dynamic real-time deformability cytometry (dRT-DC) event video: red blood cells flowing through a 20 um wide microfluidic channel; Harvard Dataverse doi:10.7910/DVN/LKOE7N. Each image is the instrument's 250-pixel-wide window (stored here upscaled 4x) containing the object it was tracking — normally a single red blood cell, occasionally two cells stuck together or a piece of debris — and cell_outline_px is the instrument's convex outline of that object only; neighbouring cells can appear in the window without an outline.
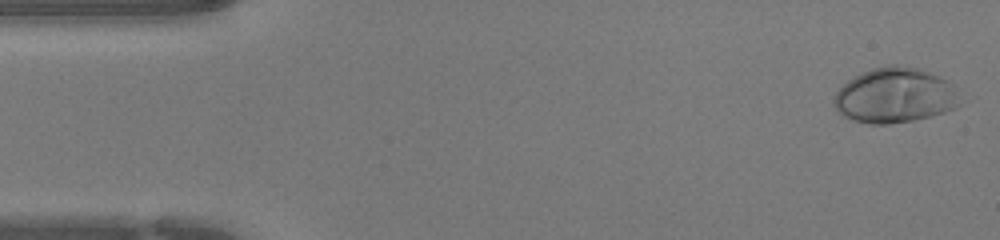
{"species": "human", "species_latin": "Homo sapiens", "temperature_condition": "warm", "stored_images_in_passage": 44, "camera_frame_rate_fps": 3000, "um_per_image_px": 0.085, "donor": {"sex": "female"}, "frame": {"image": 1, "passage_image": 1, "time_ms": 0.0, "image_size_px": [1000, 240], "cell_outline_px": [[956, 108], [932, 116], [912, 120], [888, 124], [872, 124], [856, 120], [844, 116], [836, 112], [832, 104], [832, 100], [836, 92], [848, 80], [860, 72], [872, 68], [892, 64], [896, 64], [916, 68], [940, 76], [952, 84], [956, 104]], "centroid_in_image_um": [75.97, 8.11], "position_along_channel_um": 9.0, "area_um2": 40.06}}
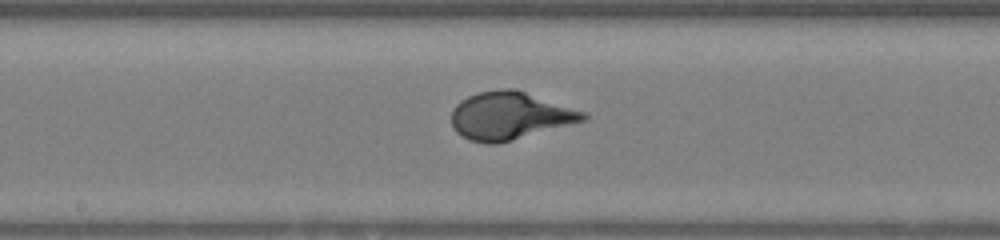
{"frame": {"image": 2, "passage_image": 22, "time_ms": 7.0, "image_size_px": [1000, 240], "cell_outline_px": [[588, 120], [496, 144], [488, 144], [468, 140], [456, 132], [452, 128], [452, 108], [460, 100], [468, 96], [480, 92], [500, 88], [508, 88], [524, 92], [584, 112], [588, 116]], "centroid_in_image_um": [43.29, 9.85], "position_along_channel_um": 204.9, "area_um2": 36.3}}
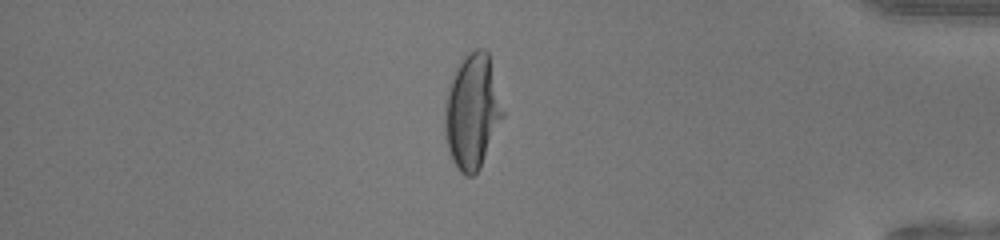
{"frame": {"image": 3, "passage_image": 37, "time_ms": 12.0, "image_size_px": [1000, 240], "cell_outline_px": [[504, 116], [480, 168], [472, 176], [464, 176], [456, 168], [452, 160], [448, 148], [444, 128], [444, 108], [448, 84], [460, 60], [468, 52], [476, 48], [484, 48], [488, 52], [504, 112]], "centroid_in_image_um": [40.12, 9.47], "position_along_channel_um": 395.1, "area_um2": 39.02}}